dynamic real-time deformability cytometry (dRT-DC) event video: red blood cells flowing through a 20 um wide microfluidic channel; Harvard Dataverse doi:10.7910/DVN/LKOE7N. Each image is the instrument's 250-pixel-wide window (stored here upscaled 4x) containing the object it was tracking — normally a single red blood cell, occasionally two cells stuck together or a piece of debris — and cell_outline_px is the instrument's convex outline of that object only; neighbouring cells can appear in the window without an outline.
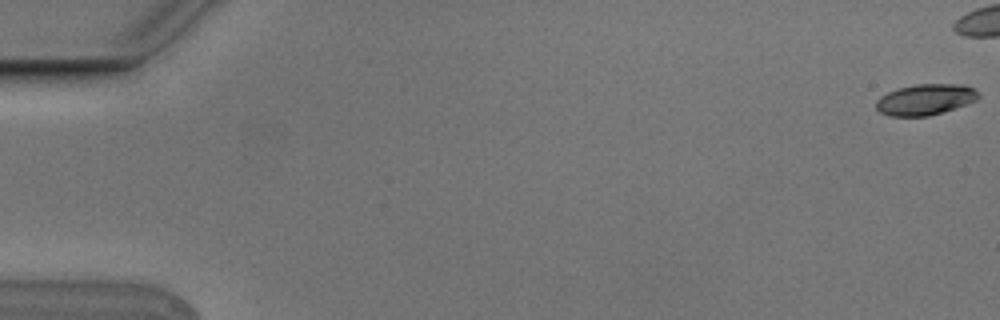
{"species": "Egyptian fruit bat (a non-hibernating species)", "species_latin": "Rousettus aegyptiacus", "temperature_condition": "cold", "stored_images_in_passage": 6, "camera_frame_rate_fps": 3000, "um_per_image_px": 0.085, "animal": {"sex": "male"}, "frame": {"image": 1, "passage_image": 1, "time_ms": 0.0, "image_size_px": [1000, 320], "cell_outline_px": [[980, 96], [976, 100], [928, 116], [888, 116], [880, 112], [876, 108], [876, 100], [880, 96], [896, 88], [916, 84], [964, 84], [980, 92]], "centroid_in_image_um": [78.62, 8.44], "position_along_channel_um": 6.4, "area_um2": 18.38}}